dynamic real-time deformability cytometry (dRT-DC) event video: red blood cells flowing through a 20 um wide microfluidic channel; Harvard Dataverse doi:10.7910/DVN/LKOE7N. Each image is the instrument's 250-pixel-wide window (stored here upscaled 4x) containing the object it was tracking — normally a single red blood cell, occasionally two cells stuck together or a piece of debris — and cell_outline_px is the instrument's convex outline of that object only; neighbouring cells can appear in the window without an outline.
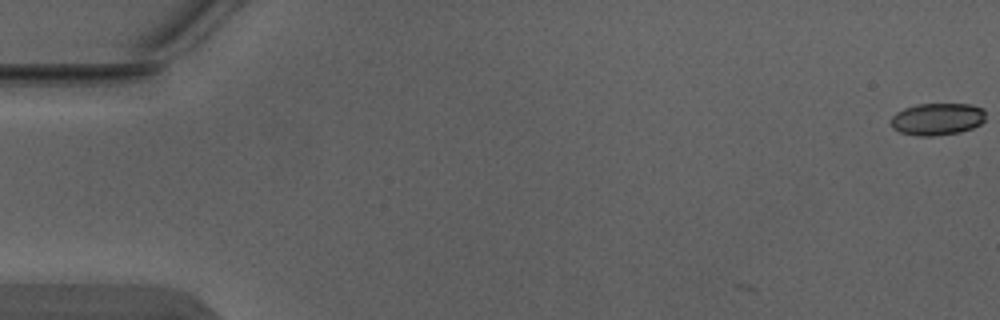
{"species": "Egyptian fruit bat (a non-hibernating species)", "species_latin": "Rousettus aegyptiacus", "temperature_condition": "warm", "stored_images_in_passage": 5, "camera_frame_rate_fps": 3000, "um_per_image_px": 0.085, "animal": {"sex": "male"}, "frame": {"image": 1, "passage_image": 1, "time_ms": 0.0, "image_size_px": [1000, 320], "cell_outline_px": [[984, 120], [980, 124], [972, 128], [960, 132], [936, 136], [916, 136], [900, 132], [892, 128], [888, 120], [896, 112], [904, 108], [916, 104], [972, 104], [984, 108]], "centroid_in_image_um": [79.63, 10.12], "position_along_channel_um": 5.4, "area_um2": 18.03}}
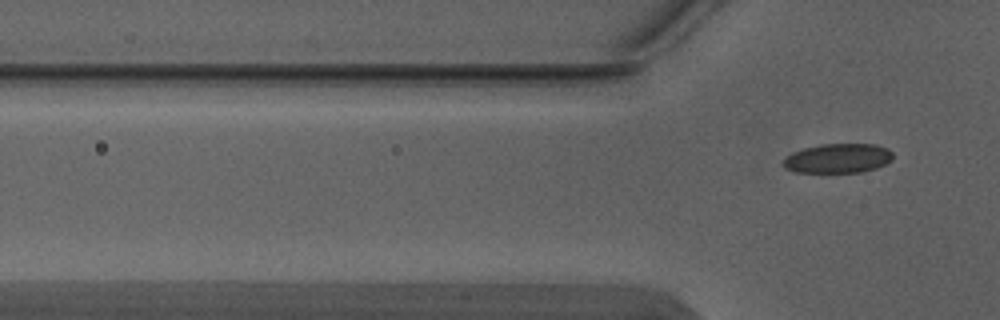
{"frame": {"image": 2, "passage_image": 5, "time_ms": 1.333, "image_size_px": [1000, 320], "cell_outline_px": [[892, 160], [876, 168], [860, 172], [796, 172], [784, 168], [780, 164], [792, 152], [804, 148], [820, 144], [876, 144], [888, 148], [892, 152]], "centroid_in_image_um": [71.22, 13.45], "position_along_channel_um": 54.6, "area_um2": 18.84}}